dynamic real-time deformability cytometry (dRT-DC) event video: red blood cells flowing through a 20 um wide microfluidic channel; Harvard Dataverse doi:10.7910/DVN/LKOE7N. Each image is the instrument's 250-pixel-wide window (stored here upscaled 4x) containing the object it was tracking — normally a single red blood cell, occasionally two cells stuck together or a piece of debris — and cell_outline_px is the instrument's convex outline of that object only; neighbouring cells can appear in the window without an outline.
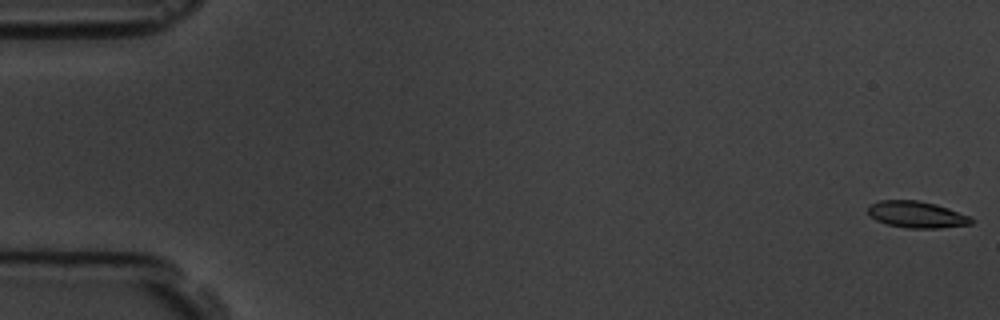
{"species": "common noctule bat (a hibernating species)", "species_latin": "Nyctalus noctula", "temperature_condition": "room temperature", "stored_images_in_passage": 6, "camera_frame_rate_fps": 3000, "um_per_image_px": 0.085, "animal": {"sex": "male", "body_mass_g": 19.5, "forearm_length_mm": 54.6}, "frame": {"image": 1, "passage_image": 1, "time_ms": 0.0, "image_size_px": [1000, 320], "cell_outline_px": [[972, 224], [940, 228], [908, 228], [888, 224], [876, 220], [868, 212], [868, 204], [880, 200], [916, 200], [936, 204], [972, 216]], "centroid_in_image_um": [77.93, 18.23], "position_along_channel_um": 7.1, "area_um2": 16.01}}